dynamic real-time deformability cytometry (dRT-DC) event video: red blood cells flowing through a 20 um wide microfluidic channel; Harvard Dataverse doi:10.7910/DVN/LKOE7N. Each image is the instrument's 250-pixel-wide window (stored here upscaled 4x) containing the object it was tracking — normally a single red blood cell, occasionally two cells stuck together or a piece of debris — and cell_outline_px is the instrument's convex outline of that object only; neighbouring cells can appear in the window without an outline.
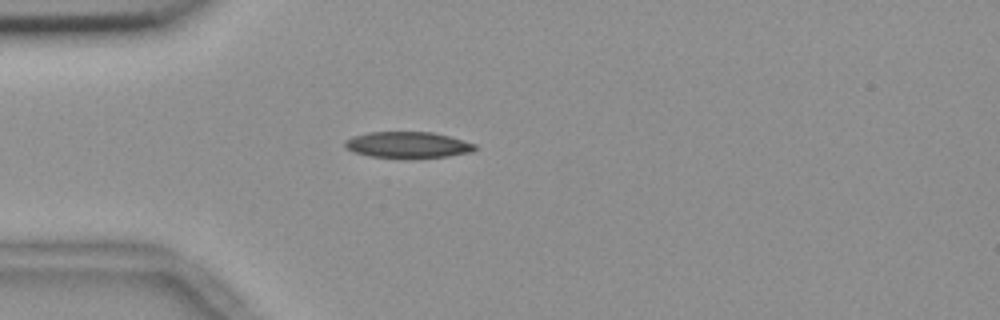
{"species": "common noctule bat (a hibernating species)", "species_latin": "Nyctalus noctula", "temperature_condition": "room temperature", "stored_images_in_passage": 4, "camera_frame_rate_fps": 3000, "um_per_image_px": 0.085, "animal": {"sex": "female", "body_mass_g": 18.4}, "frame": {"image": 1, "passage_image": 4, "time_ms": 1.0, "image_size_px": [1000, 320], "cell_outline_px": [[476, 148], [472, 152], [448, 156], [372, 156], [356, 152], [344, 148], [344, 140], [352, 136], [368, 132], [432, 132], [448, 136], [476, 144]], "centroid_in_image_um": [34.63, 12.28], "position_along_channel_um": 50.4, "area_um2": 19.19}}